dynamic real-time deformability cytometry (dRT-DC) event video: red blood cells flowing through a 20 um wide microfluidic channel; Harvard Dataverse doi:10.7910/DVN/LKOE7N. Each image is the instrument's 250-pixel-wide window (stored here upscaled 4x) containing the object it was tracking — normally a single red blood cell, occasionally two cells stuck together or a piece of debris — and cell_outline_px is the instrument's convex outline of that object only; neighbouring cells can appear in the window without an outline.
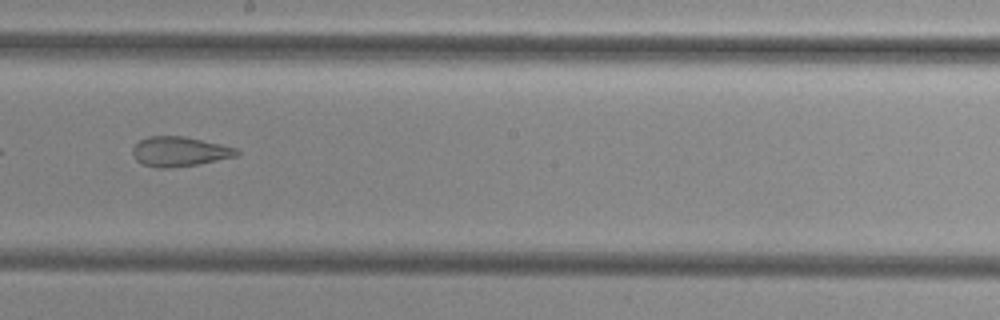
{"species": "common noctule bat (a hibernating species)", "species_latin": "Nyctalus noctula", "temperature_condition": "cold", "stored_images_in_passage": 10, "camera_frame_rate_fps": 3000, "um_per_image_px": 0.085, "animal": {"sex": "female", "body_mass_g": 29.2, "forearm_length_mm": 56.3}, "frame": {"image": 1, "passage_image": 9, "time_ms": 9.333, "image_size_px": [1000, 320], "cell_outline_px": [[240, 152], [236, 156], [196, 164], [168, 168], [156, 168], [144, 164], [136, 160], [132, 152], [132, 148], [140, 140], [148, 136], [184, 136], [220, 144], [236, 148]], "centroid_in_image_um": [15.23, 12.87], "position_along_channel_um": 233.0, "area_um2": 17.8}}
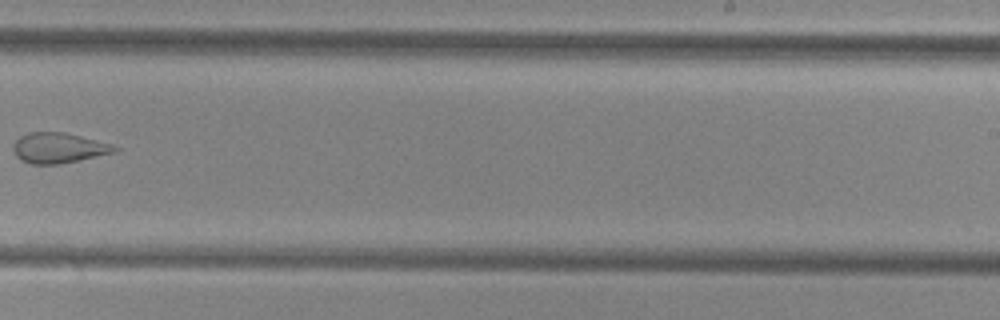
{"frame": {"image": 2, "passage_image": 10, "time_ms": 10.667, "image_size_px": [1000, 320], "cell_outline_px": [[120, 148], [112, 152], [60, 164], [32, 164], [20, 160], [16, 156], [12, 148], [12, 144], [20, 136], [28, 132], [64, 132], [112, 144]], "centroid_in_image_um": [4.91, 12.56], "position_along_channel_um": 284.1, "area_um2": 17.74}}